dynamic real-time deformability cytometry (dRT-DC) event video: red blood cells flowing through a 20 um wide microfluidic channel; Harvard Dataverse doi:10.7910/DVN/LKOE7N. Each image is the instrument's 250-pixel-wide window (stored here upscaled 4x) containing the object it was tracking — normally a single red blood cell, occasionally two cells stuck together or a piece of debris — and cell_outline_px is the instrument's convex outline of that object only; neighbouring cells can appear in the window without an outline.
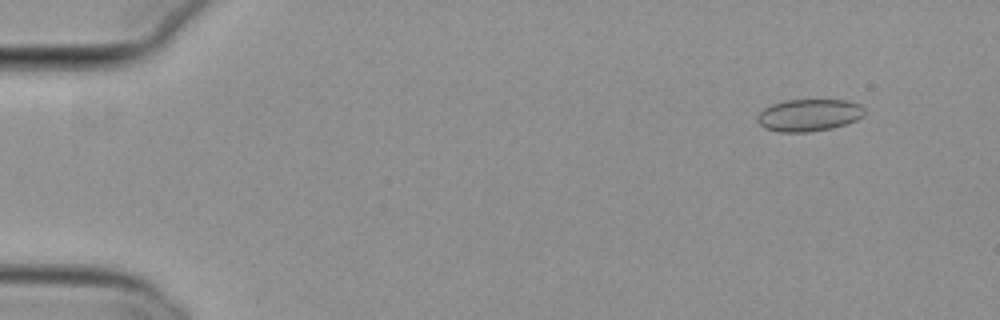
{"species": "common noctule bat (a hibernating species)", "species_latin": "Nyctalus noctula", "temperature_condition": "cold", "stored_images_in_passage": 56, "camera_frame_rate_fps": 3000, "um_per_image_px": 0.085, "animal": {"sex": "female", "body_mass_g": 29.2, "forearm_length_mm": 56.3}, "frame": {"image": 1, "passage_image": 6, "time_ms": 1.667, "image_size_px": [1000, 320], "cell_outline_px": [[864, 116], [856, 120], [832, 128], [808, 132], [780, 132], [764, 128], [756, 120], [756, 116], [764, 108], [772, 104], [784, 100], [848, 100], [860, 104], [864, 108]], "centroid_in_image_um": [68.75, 9.78], "position_along_channel_um": 16.3, "area_um2": 20.17}}
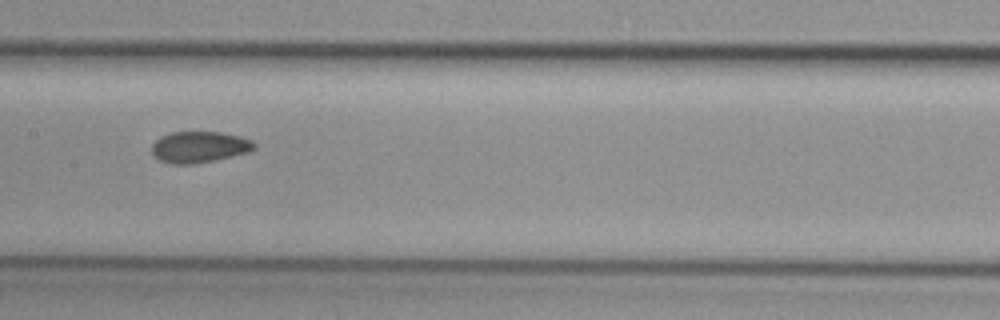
{"frame": {"image": 2, "passage_image": 29, "time_ms": 9.333, "image_size_px": [1000, 320], "cell_outline_px": [[256, 148], [248, 152], [232, 156], [192, 164], [172, 164], [160, 160], [152, 156], [152, 144], [160, 136], [172, 132], [220, 132], [240, 136], [252, 140], [256, 144]], "centroid_in_image_um": [16.93, 12.49], "position_along_channel_um": 190.5, "area_um2": 18.67}}
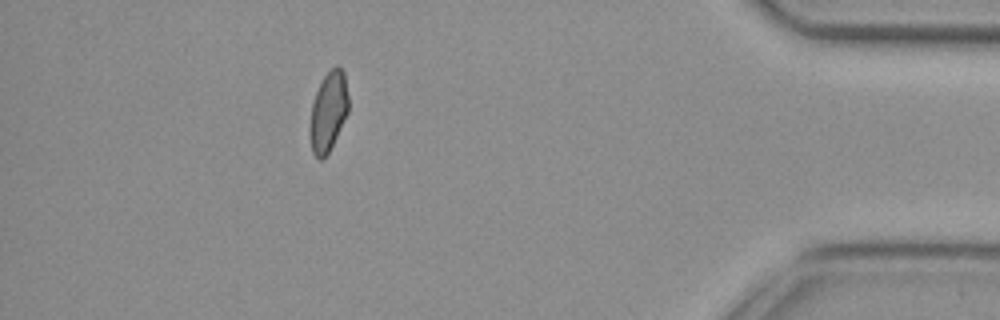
{"frame": {"image": 3, "passage_image": 50, "time_ms": 16.333, "image_size_px": [1000, 320], "cell_outline_px": [[348, 112], [328, 152], [320, 160], [312, 152], [308, 132], [308, 128], [312, 104], [316, 92], [324, 76], [336, 64], [344, 72], [348, 96]], "centroid_in_image_um": [27.88, 9.48], "position_along_channel_um": 407.3, "area_um2": 17.74}, "authors_computed_cell_mechanics": {"area_um2": 19.1029, "velocity_mm_per_s": 3.8056, "shape_relaxation_time_tau1_ms": null, "shape_relaxation_time_tau2_ms": 2.6103, "deformation_change_tau1": null, "deformation_change_tau2": 0.079}}